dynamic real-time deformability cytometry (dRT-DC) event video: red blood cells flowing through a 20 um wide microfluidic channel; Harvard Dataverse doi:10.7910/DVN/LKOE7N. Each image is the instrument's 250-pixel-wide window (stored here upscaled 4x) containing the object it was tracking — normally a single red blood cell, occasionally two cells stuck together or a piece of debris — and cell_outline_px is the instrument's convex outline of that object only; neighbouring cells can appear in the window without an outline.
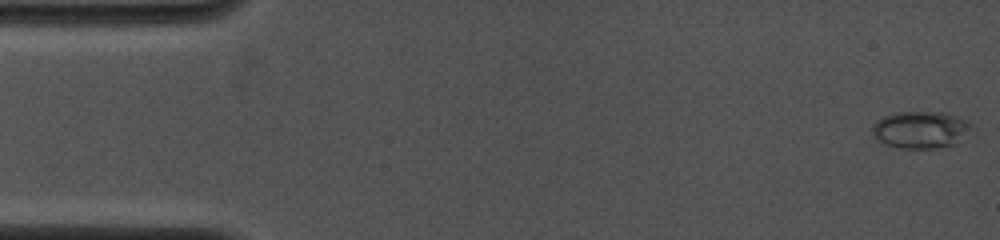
{"species": "common noctule bat (a hibernating species)", "species_latin": "Nyctalus noctula", "temperature_condition": "cold", "stored_images_in_passage": 35, "camera_frame_rate_fps": 4000, "um_per_image_px": 0.085, "animal": {"sex": "female", "body_mass_g": 19.0, "forearm_length_mm": 53.3}, "frame": {"image": 1, "passage_image": 1, "time_ms": 0.0, "image_size_px": [1000, 240], "cell_outline_px": [[972, 128], [968, 140], [956, 144], [936, 148], [900, 148], [876, 140], [872, 136], [872, 124], [876, 120], [884, 116], [896, 112], [940, 112], [956, 116], [968, 120], [972, 124]], "centroid_in_image_um": [78.31, 11.03], "position_along_channel_um": 6.7, "area_um2": 21.96}}
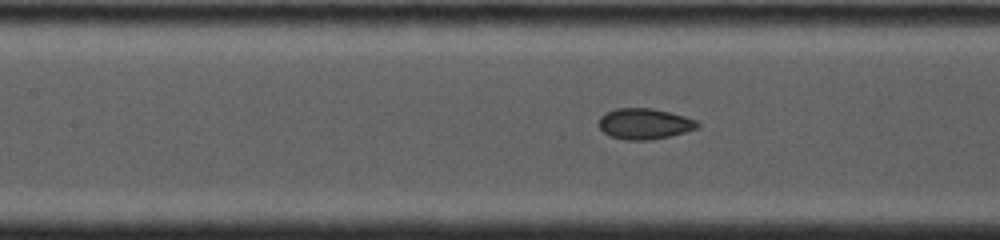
{"frame": {"image": 2, "passage_image": 15, "time_ms": 6.75, "image_size_px": [1000, 240], "cell_outline_px": [[700, 124], [696, 128], [672, 136], [648, 140], [624, 140], [608, 136], [596, 124], [600, 116], [616, 108], [652, 108], [672, 112], [696, 120]], "centroid_in_image_um": [54.75, 10.52], "position_along_channel_um": 152.7, "area_um2": 17.92}}
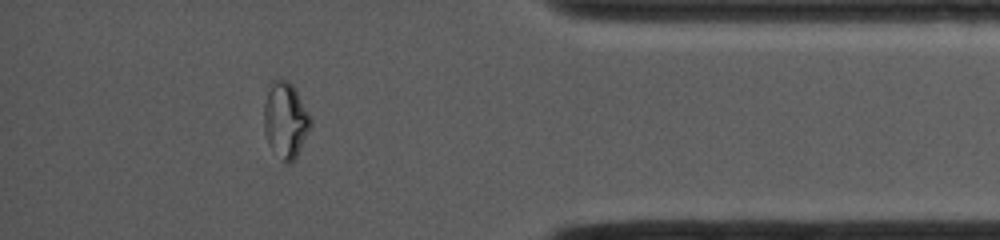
{"frame": {"image": 3, "passage_image": 31, "time_ms": 13.5, "image_size_px": [1000, 240], "cell_outline_px": [[312, 124], [296, 156], [288, 164], [284, 160], [268, 140], [264, 132], [264, 104], [272, 80], [288, 80], [292, 84], [312, 120]], "centroid_in_image_um": [24.27, 10.15], "position_along_channel_um": 410.9, "area_um2": 19.71}, "authors_computed_cell_mechanics": {"area_um2": 18.496, "velocity_mm_per_s": 4.0772, "shape_relaxation_time_tau1_ms": null, "shape_relaxation_time_tau2_ms": 1.0053, "deformation_change_tau1": null, "deformation_change_tau2": 0.0427}}